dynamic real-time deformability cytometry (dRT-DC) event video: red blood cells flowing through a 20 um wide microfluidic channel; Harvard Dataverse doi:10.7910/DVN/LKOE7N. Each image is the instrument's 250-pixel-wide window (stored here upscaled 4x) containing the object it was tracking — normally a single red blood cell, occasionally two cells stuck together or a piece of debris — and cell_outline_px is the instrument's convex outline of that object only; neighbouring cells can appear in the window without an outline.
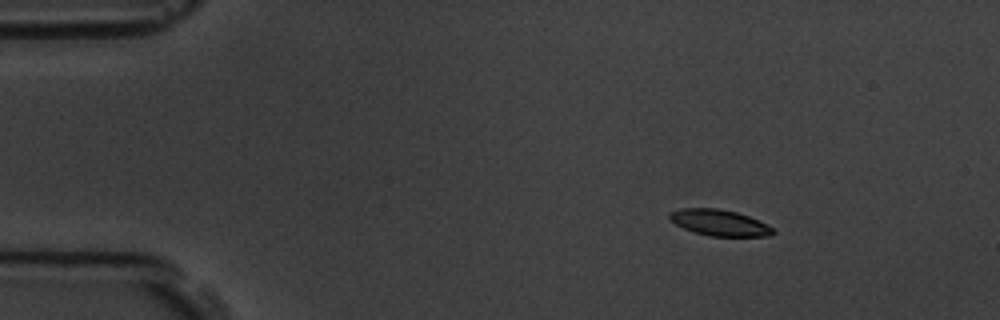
{"species": "common noctule bat (a hibernating species)", "species_latin": "Nyctalus noctula", "temperature_condition": "room temperature", "stored_images_in_passage": 4, "camera_frame_rate_fps": 3000, "um_per_image_px": 0.085, "animal": {"sex": "male", "body_mass_g": 19.5, "forearm_length_mm": 54.6}, "frame": {"image": 1, "passage_image": 1, "time_ms": 0.0, "image_size_px": [1000, 320], "cell_outline_px": [[776, 232], [772, 236], [708, 236], [684, 228], [668, 220], [668, 212], [680, 208], [716, 208], [736, 212], [748, 216], [768, 224]], "centroid_in_image_um": [61.13, 18.92], "position_along_channel_um": 23.9, "area_um2": 15.84}}
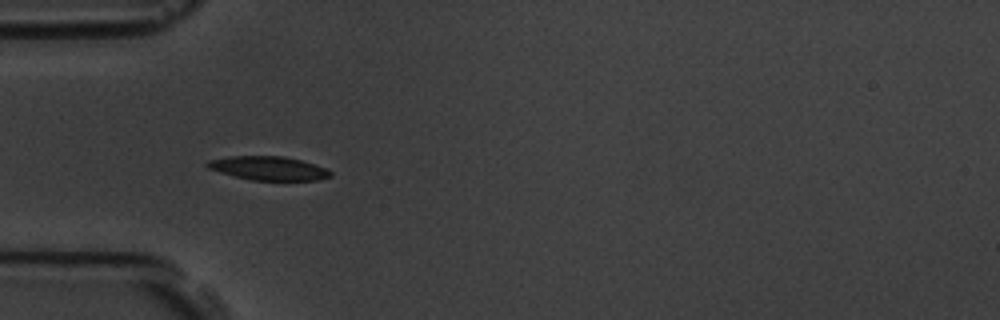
{"frame": {"image": 2, "passage_image": 3, "time_ms": 3.0, "image_size_px": [1000, 320], "cell_outline_px": [[332, 176], [320, 180], [252, 180], [220, 172], [208, 168], [204, 164], [208, 160], [232, 156], [284, 156], [300, 160], [324, 168], [332, 172]], "centroid_in_image_um": [22.81, 14.3], "position_along_channel_um": 62.2, "area_um2": 16.88}}
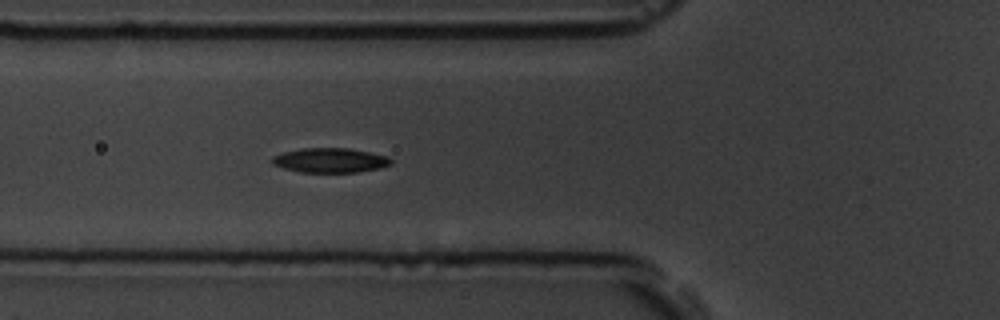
{"frame": {"image": 3, "passage_image": 4, "time_ms": 4.0, "image_size_px": [1000, 320], "cell_outline_px": [[392, 164], [380, 168], [356, 172], [300, 172], [284, 168], [272, 164], [272, 156], [284, 152], [300, 148], [348, 148], [388, 156], [392, 160]], "centroid_in_image_um": [28.06, 13.62], "position_along_channel_um": 97.7, "area_um2": 16.99}}